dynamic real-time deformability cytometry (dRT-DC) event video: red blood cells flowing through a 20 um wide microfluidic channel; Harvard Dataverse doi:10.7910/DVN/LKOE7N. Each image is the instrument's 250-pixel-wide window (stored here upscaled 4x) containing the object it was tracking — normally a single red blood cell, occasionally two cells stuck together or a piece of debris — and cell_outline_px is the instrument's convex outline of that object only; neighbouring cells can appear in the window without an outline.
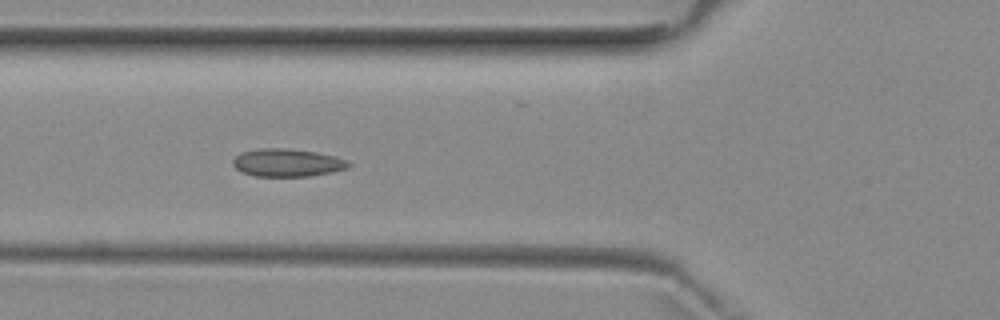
{"species": "common noctule bat (a hibernating species)", "species_latin": "Nyctalus noctula", "temperature_condition": "room temperature", "stored_images_in_passage": 6, "camera_frame_rate_fps": 3000, "um_per_image_px": 0.085, "animal": {"sex": "female", "body_mass_g": 29.2, "forearm_length_mm": 56.3}, "frame": {"image": 1, "passage_image": 6, "time_ms": 5.667, "image_size_px": [1000, 320], "cell_outline_px": [[352, 164], [348, 168], [332, 172], [308, 176], [256, 176], [244, 172], [236, 168], [232, 164], [232, 160], [240, 152], [260, 148], [288, 148], [316, 152], [336, 156], [348, 160]], "centroid_in_image_um": [24.44, 13.82], "position_along_channel_um": 101.4, "area_um2": 18.84}}